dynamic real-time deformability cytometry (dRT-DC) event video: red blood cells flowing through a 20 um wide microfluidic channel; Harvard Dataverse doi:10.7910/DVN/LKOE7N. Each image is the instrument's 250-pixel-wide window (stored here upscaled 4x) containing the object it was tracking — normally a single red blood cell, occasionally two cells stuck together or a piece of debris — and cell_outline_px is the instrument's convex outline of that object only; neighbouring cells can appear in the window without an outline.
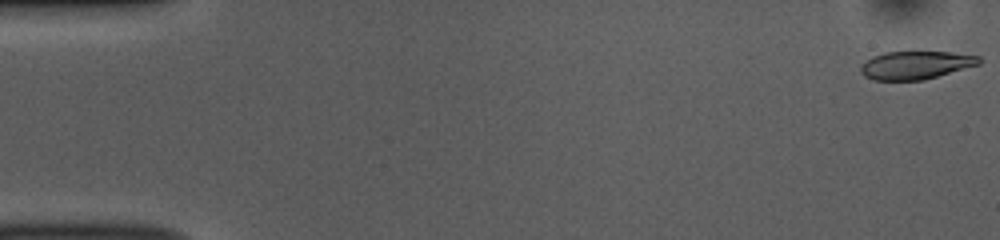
{"species": "common noctule bat (a hibernating species)", "species_latin": "Nyctalus noctula", "temperature_condition": "room temperature", "stored_images_in_passage": 52, "camera_frame_rate_fps": 3000, "um_per_image_px": 0.085, "animal": {"sex": "female", "body_mass_g": 10.0, "forearm_length_mm": 53.1}, "frame": {"image": 1, "passage_image": 1, "time_ms": 0.0, "image_size_px": [1000, 240], "cell_outline_px": [[980, 64], [924, 80], [872, 80], [864, 76], [860, 72], [860, 64], [872, 56], [884, 52], [948, 52], [980, 56]], "centroid_in_image_um": [77.79, 5.54], "position_along_channel_um": 7.2, "area_um2": 19.42}}
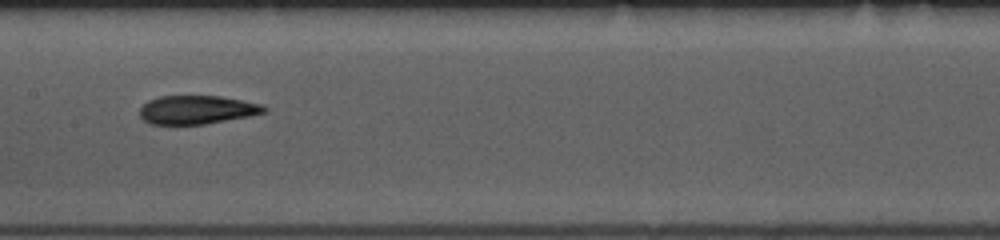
{"frame": {"image": 2, "passage_image": 26, "time_ms": 8.333, "image_size_px": [1000, 240], "cell_outline_px": [[268, 112], [248, 116], [204, 124], [152, 124], [144, 120], [140, 116], [140, 108], [148, 100], [160, 96], [220, 96], [264, 104], [268, 108]], "centroid_in_image_um": [16.78, 9.32], "position_along_channel_um": 190.6, "area_um2": 20.69}}
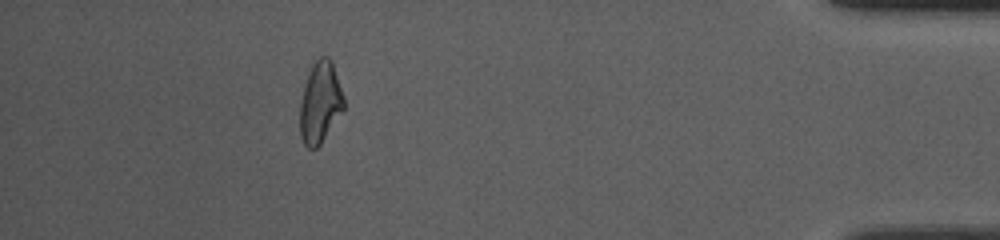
{"frame": {"image": 3, "passage_image": 47, "time_ms": 15.333, "image_size_px": [1000, 240], "cell_outline_px": [[344, 108], [320, 144], [316, 148], [308, 148], [304, 144], [300, 136], [300, 104], [308, 72], [312, 64], [320, 56], [328, 56], [332, 60], [344, 96]], "centroid_in_image_um": [27.21, 8.68], "position_along_channel_um": 408.0, "area_um2": 20.69}, "authors_computed_cell_mechanics": {"area_um2": 21.097, "velocity_mm_per_s": 3.8559, "shape_relaxation_time_tau1_ms": 6.8293, "shape_relaxation_time_tau2_ms": 2.2425, "deformation_change_tau1": 0.2199, "deformation_change_tau2": 0.0977}}